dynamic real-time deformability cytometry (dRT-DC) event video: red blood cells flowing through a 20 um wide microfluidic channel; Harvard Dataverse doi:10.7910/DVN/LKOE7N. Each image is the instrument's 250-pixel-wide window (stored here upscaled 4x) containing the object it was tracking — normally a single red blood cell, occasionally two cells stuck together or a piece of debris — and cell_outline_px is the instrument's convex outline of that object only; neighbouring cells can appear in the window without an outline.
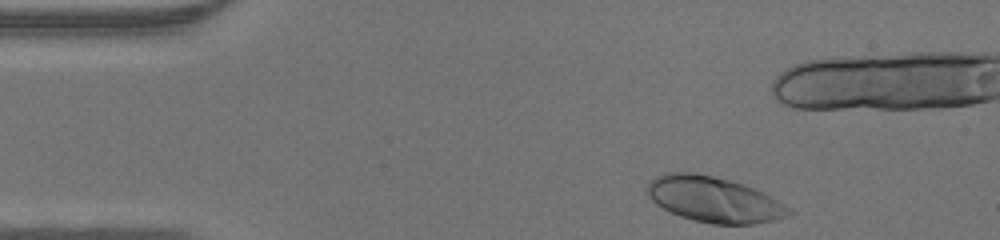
{"species": "human", "species_latin": "Homo sapiens", "temperature_condition": "warm", "stored_images_in_passage": 31, "camera_frame_rate_fps": 3000, "um_per_image_px": 0.085, "donor": {"sex": "male"}, "frame": {"image": 1, "passage_image": 1, "time_ms": 0.0, "image_size_px": [1000, 240], "cell_outline_px": [[796, 212], [788, 216], [776, 220], [752, 224], [712, 224], [692, 220], [680, 216], [656, 204], [648, 196], [648, 184], [656, 176], [668, 172], [692, 172], [712, 176], [728, 180], [764, 192], [772, 196], [792, 208]], "centroid_in_image_um": [60.74, 16.97], "position_along_channel_um": 24.3, "area_um2": 37.57}}
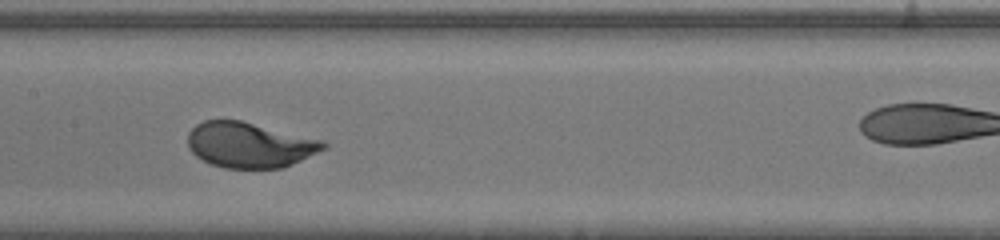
{"frame": {"image": 2, "passage_image": 17, "time_ms": 5.333, "image_size_px": [1000, 240], "cell_outline_px": [[328, 148], [284, 168], [224, 168], [208, 164], [196, 156], [188, 148], [188, 132], [196, 124], [204, 120], [240, 120], [320, 140], [328, 144]], "centroid_in_image_um": [21.18, 12.33], "position_along_channel_um": 186.2, "area_um2": 35.89}}
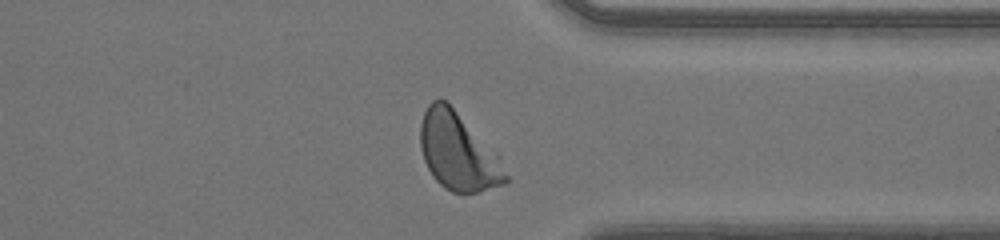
{"frame": {"image": 3, "passage_image": 30, "time_ms": 9.667, "image_size_px": [1000, 240], "cell_outline_px": [[508, 180], [504, 184], [476, 192], [452, 192], [444, 188], [432, 176], [424, 160], [420, 148], [420, 124], [424, 112], [428, 104], [432, 100], [444, 100], [452, 108], [508, 176]], "centroid_in_image_um": [38.78, 12.94], "position_along_channel_um": 372.6, "area_um2": 35.89}}